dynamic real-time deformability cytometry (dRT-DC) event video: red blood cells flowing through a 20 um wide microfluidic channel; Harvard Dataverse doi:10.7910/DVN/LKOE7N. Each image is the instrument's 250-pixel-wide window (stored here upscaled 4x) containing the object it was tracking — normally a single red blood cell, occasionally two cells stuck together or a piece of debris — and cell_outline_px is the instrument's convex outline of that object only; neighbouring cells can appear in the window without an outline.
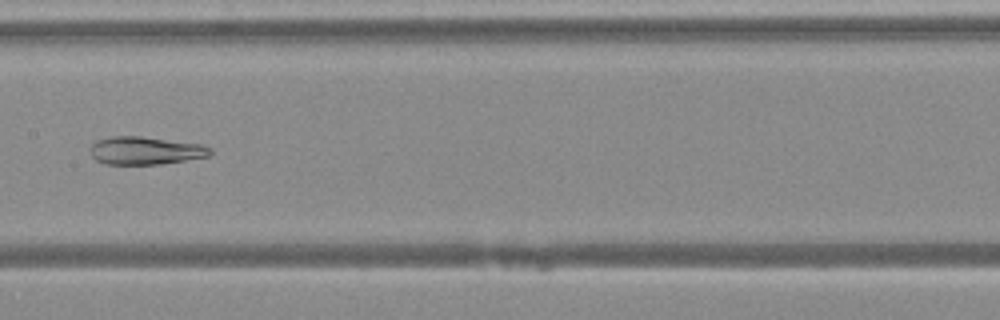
{"species": "Egyptian fruit bat (a non-hibernating species)", "species_latin": "Rousettus aegyptiacus", "temperature_condition": "warm", "stored_images_in_passage": 41, "camera_frame_rate_fps": 3000, "um_per_image_px": 0.085, "animal": {"sex": "female"}, "frame": {"image": 1, "passage_image": 18, "time_ms": 5.667, "image_size_px": [1000, 320], "cell_outline_px": [[212, 152], [208, 156], [160, 164], [104, 164], [96, 160], [92, 156], [92, 144], [96, 140], [112, 136], [140, 136], [200, 144], [212, 148]], "centroid_in_image_um": [12.35, 12.8], "position_along_channel_um": 195.1, "area_um2": 19.31}}
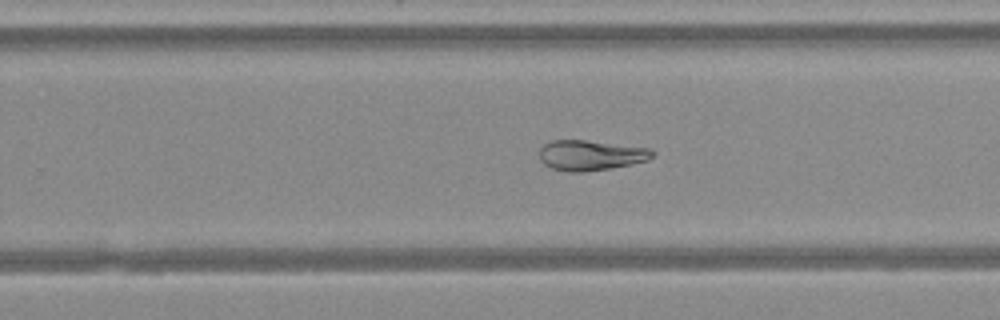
{"frame": {"image": 2, "passage_image": 24, "time_ms": 7.667, "image_size_px": [1000, 320], "cell_outline_px": [[656, 152], [648, 160], [632, 164], [612, 168], [584, 172], [568, 172], [552, 168], [544, 164], [540, 160], [540, 148], [544, 144], [552, 140], [584, 140], [648, 148]], "centroid_in_image_um": [50.19, 13.2], "position_along_channel_um": 279.6, "area_um2": 19.88}}
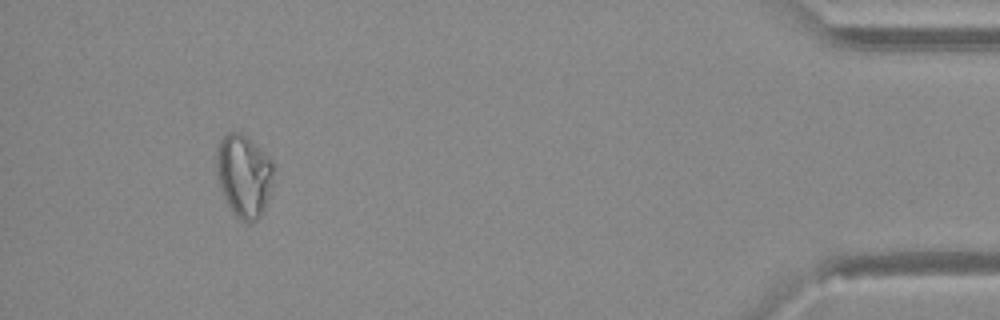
{"frame": {"image": 3, "passage_image": 38, "time_ms": 12.333, "image_size_px": [1000, 320], "cell_outline_px": [[272, 184], [268, 200], [260, 216], [256, 220], [240, 220], [232, 212], [220, 188], [216, 176], [216, 156], [220, 140], [228, 132], [240, 132], [248, 136], [272, 160]], "centroid_in_image_um": [20.71, 14.9], "position_along_channel_um": 414.5, "area_um2": 27.4}}